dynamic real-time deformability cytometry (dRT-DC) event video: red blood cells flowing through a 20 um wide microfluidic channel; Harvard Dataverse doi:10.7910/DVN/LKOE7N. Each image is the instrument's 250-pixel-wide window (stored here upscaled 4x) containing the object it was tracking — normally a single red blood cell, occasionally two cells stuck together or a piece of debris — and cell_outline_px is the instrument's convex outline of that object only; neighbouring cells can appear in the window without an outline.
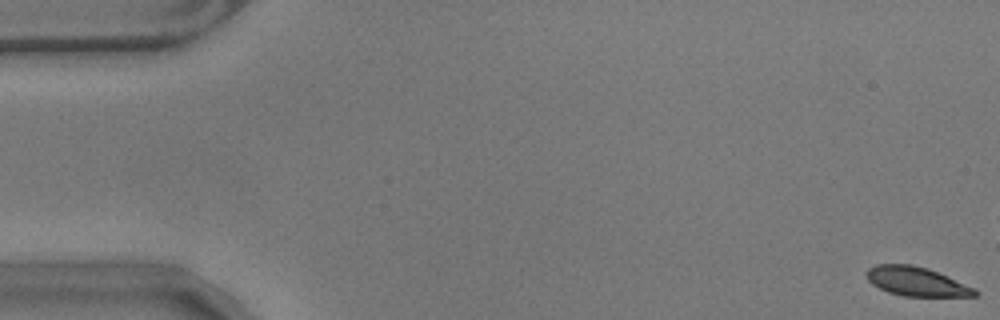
{"species": "common noctule bat (a hibernating species)", "species_latin": "Nyctalus noctula", "temperature_condition": "warm", "stored_images_in_passage": 17, "camera_frame_rate_fps": 3000, "um_per_image_px": 0.085, "animal": {"sex": "male", "body_mass_g": 17.9}, "frame": {"image": 1, "passage_image": 1, "time_ms": 0.0, "image_size_px": [1000, 320], "cell_outline_px": [[980, 292], [976, 296], [904, 296], [888, 292], [872, 284], [868, 280], [864, 272], [868, 268], [876, 264], [912, 264], [928, 268], [948, 276], [976, 288]], "centroid_in_image_um": [77.91, 23.92], "position_along_channel_um": 7.1, "area_um2": 18.55}}